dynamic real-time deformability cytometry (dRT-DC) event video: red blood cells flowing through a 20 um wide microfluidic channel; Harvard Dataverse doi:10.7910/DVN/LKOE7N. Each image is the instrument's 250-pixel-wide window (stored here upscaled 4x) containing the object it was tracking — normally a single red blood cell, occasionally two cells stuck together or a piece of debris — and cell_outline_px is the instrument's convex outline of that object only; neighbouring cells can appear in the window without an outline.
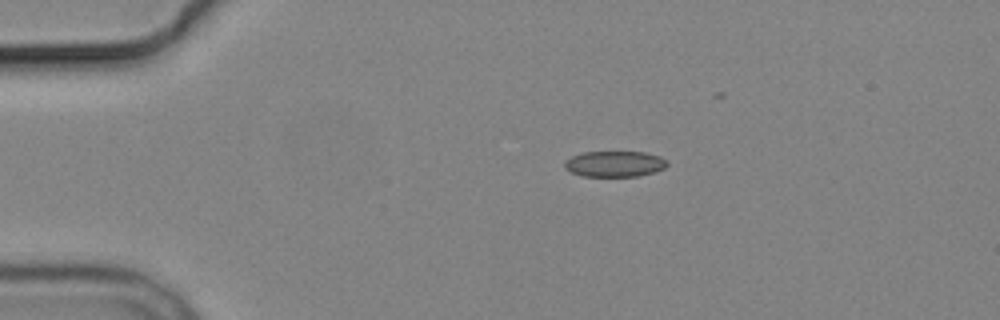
{"species": "common noctule bat (a hibernating species)", "species_latin": "Nyctalus noctula", "temperature_condition": "cold", "stored_images_in_passage": 4, "camera_frame_rate_fps": 3000, "um_per_image_px": 0.085, "animal": {"sex": "male", "body_mass_g": 19.2, "forearm_length_mm": 51.8}, "frame": {"image": 1, "passage_image": 1, "time_ms": 0.0, "image_size_px": [1000, 320], "cell_outline_px": [[668, 164], [664, 168], [656, 172], [636, 176], [580, 176], [564, 168], [564, 160], [572, 156], [584, 152], [644, 152], [660, 156], [668, 160]], "centroid_in_image_um": [52.25, 13.93], "position_along_channel_um": 32.7, "area_um2": 15.55}}
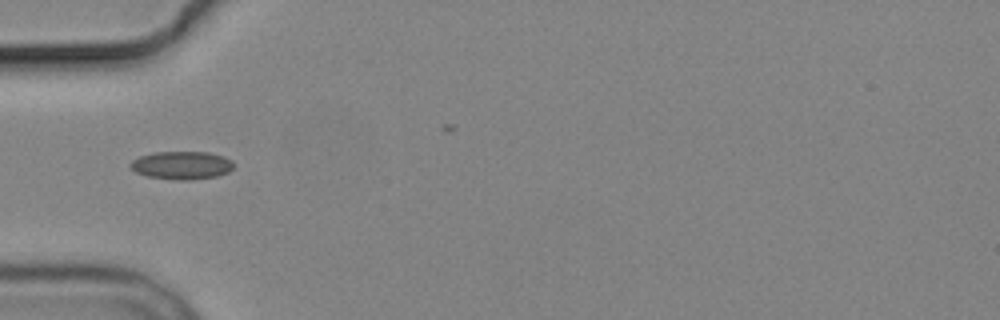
{"frame": {"image": 2, "passage_image": 3, "time_ms": 2.333, "image_size_px": [1000, 320], "cell_outline_px": [[232, 168], [228, 172], [216, 176], [184, 180], [180, 180], [148, 176], [136, 172], [128, 164], [132, 160], [140, 156], [156, 152], [208, 152], [224, 156], [232, 160]], "centroid_in_image_um": [15.44, 14.03], "position_along_channel_um": 69.6, "area_um2": 16.65}}
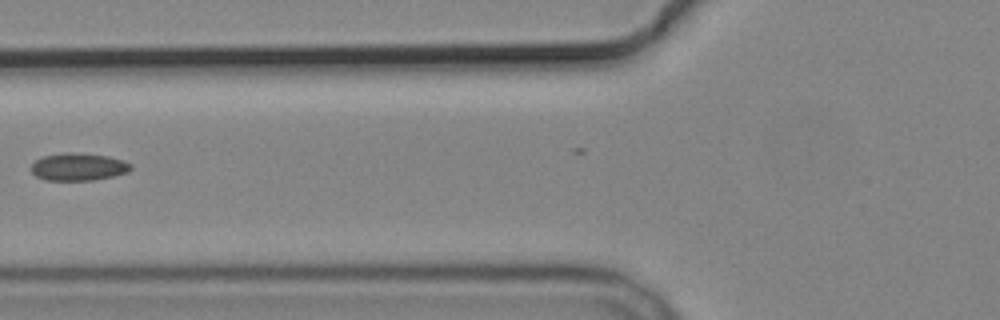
{"frame": {"image": 3, "passage_image": 4, "time_ms": 3.667, "image_size_px": [1000, 320], "cell_outline_px": [[132, 168], [128, 172], [96, 180], [44, 180], [36, 176], [32, 172], [32, 164], [36, 160], [44, 156], [64, 152], [76, 152], [108, 156], [124, 160], [132, 164]], "centroid_in_image_um": [6.69, 14.17], "position_along_channel_um": 119.1, "area_um2": 16.07}}